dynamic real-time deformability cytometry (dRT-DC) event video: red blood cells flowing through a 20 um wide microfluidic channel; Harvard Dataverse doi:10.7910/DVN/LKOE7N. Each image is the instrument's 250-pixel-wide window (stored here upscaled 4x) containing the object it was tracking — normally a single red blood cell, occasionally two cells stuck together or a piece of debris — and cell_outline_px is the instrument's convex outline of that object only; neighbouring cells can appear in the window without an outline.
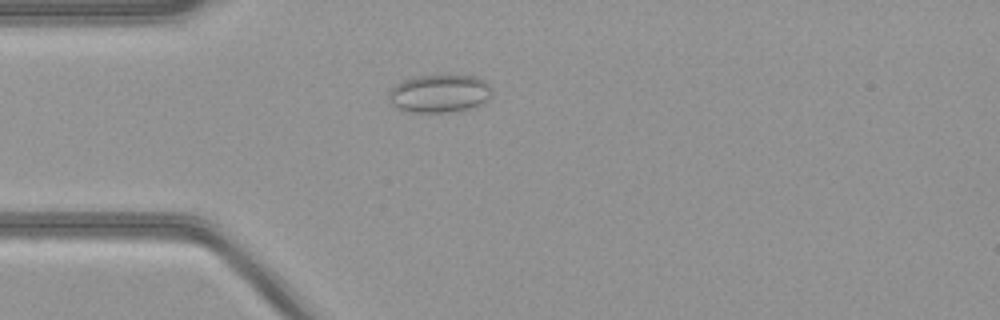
{"species": "common noctule bat (a hibernating species)", "species_latin": "Nyctalus noctula", "temperature_condition": "warm", "stored_images_in_passage": 52, "camera_frame_rate_fps": 3000, "um_per_image_px": 0.085, "animal": {"sex": "female", "body_mass_g": 21.9}, "frame": {"image": 1, "passage_image": 14, "time_ms": 4.333, "image_size_px": [1000, 320], "cell_outline_px": [[492, 96], [484, 104], [476, 108], [448, 112], [408, 112], [392, 104], [388, 96], [388, 92], [396, 84], [404, 80], [416, 76], [476, 76], [484, 80], [492, 88]], "centroid_in_image_um": [37.42, 7.96], "position_along_channel_um": 47.6, "area_um2": 23.0}}
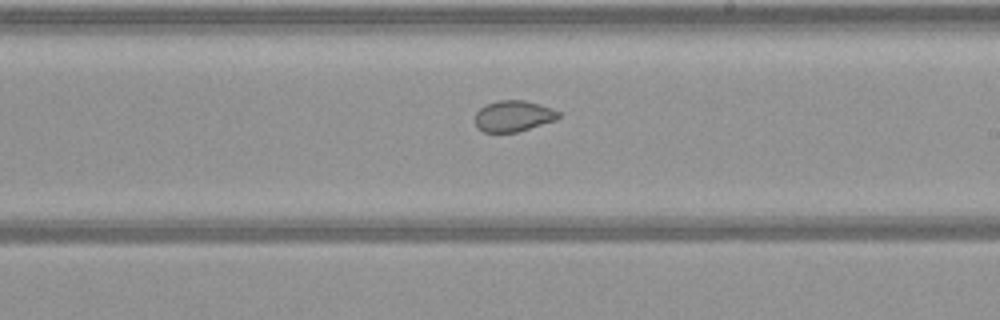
{"frame": {"image": 2, "passage_image": 30, "time_ms": 9.667, "image_size_px": [1000, 320], "cell_outline_px": [[560, 116], [556, 120], [516, 132], [484, 132], [476, 128], [476, 112], [484, 104], [500, 100], [524, 100], [540, 104], [552, 108], [560, 112]], "centroid_in_image_um": [43.63, 9.85], "position_along_channel_um": 245.4, "area_um2": 15.14}}
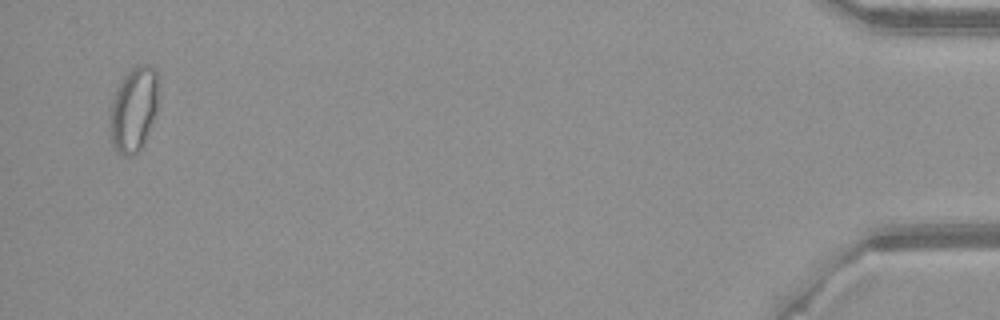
{"frame": {"image": 3, "passage_image": 51, "time_ms": 16.667, "image_size_px": [1000, 320], "cell_outline_px": [[156, 116], [144, 144], [136, 152], [128, 156], [124, 156], [116, 152], [112, 144], [108, 128], [108, 116], [112, 100], [116, 88], [120, 80], [132, 68], [140, 64], [148, 64], [156, 68]], "centroid_in_image_um": [11.31, 9.32], "position_along_channel_um": 423.9, "area_um2": 24.33}}